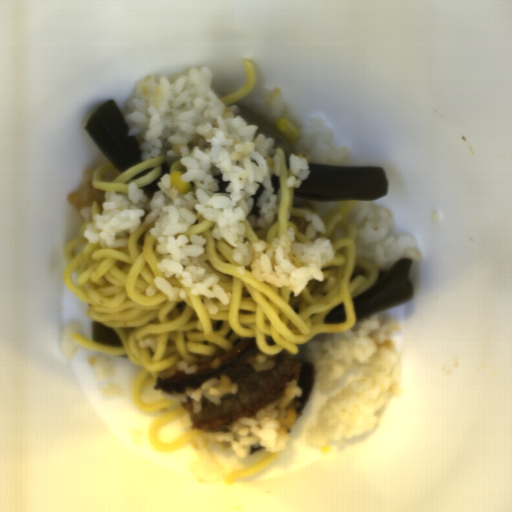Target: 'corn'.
<instances>
[{
    "instance_id": "51d56268",
    "label": "corn",
    "mask_w": 512,
    "mask_h": 512,
    "mask_svg": "<svg viewBox=\"0 0 512 512\" xmlns=\"http://www.w3.org/2000/svg\"><path fill=\"white\" fill-rule=\"evenodd\" d=\"M275 129L283 136L291 140H295L299 134L297 127L283 118L276 120Z\"/></svg>"
},
{
    "instance_id": "f1292c28",
    "label": "corn",
    "mask_w": 512,
    "mask_h": 512,
    "mask_svg": "<svg viewBox=\"0 0 512 512\" xmlns=\"http://www.w3.org/2000/svg\"><path fill=\"white\" fill-rule=\"evenodd\" d=\"M181 171L171 172V187H173L178 193H186L189 190L190 183L182 181Z\"/></svg>"
}]
</instances>
